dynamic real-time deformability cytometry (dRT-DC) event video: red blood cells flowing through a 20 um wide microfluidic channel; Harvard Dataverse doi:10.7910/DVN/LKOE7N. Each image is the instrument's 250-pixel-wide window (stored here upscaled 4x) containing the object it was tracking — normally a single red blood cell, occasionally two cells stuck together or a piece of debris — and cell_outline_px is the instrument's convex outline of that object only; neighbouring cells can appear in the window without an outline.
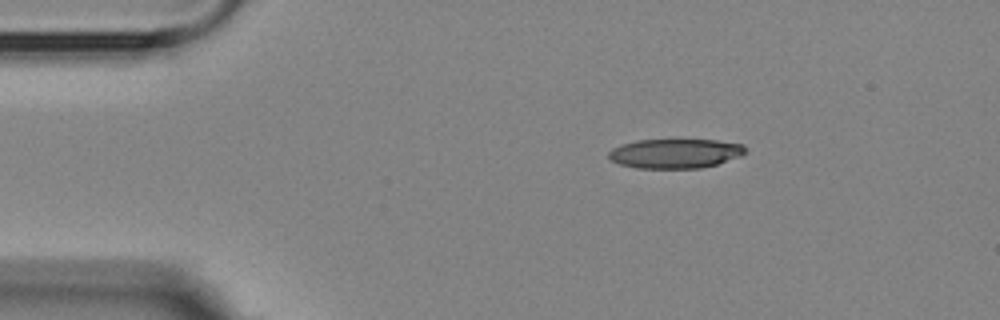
{"species": "Egyptian fruit bat (a non-hibernating species)", "species_latin": "Rousettus aegyptiacus", "temperature_condition": "room temperature", "stored_images_in_passage": 3, "camera_frame_rate_fps": 3000, "um_per_image_px": 0.085, "animal": {"sex": "female"}, "frame": {"image": 1, "passage_image": 1, "time_ms": 0.0, "image_size_px": [1000, 320], "cell_outline_px": [[744, 152], [740, 156], [716, 164], [700, 168], [636, 168], [620, 164], [612, 160], [608, 156], [608, 152], [612, 148], [620, 144], [636, 140], [716, 140], [744, 144]], "centroid_in_image_um": [57.35, 13.04], "position_along_channel_um": 27.6, "area_um2": 23.35}}